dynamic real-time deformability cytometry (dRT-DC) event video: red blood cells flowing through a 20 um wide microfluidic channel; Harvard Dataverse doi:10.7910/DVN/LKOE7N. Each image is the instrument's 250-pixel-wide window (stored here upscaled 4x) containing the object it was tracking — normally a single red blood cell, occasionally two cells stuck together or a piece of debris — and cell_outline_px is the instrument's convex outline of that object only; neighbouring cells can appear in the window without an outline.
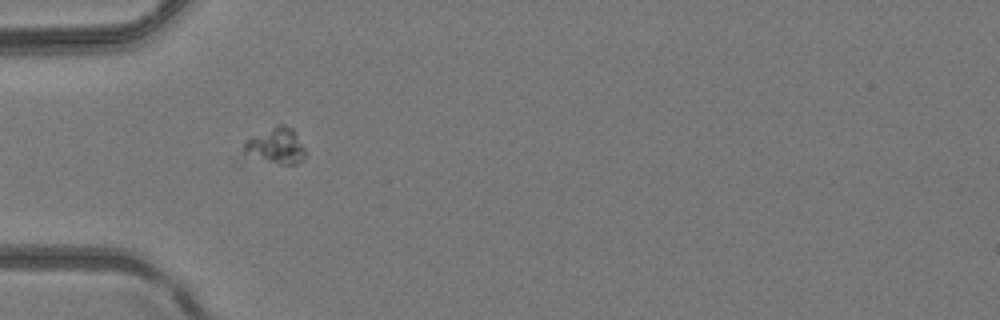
{"species": "common noctule bat (a hibernating species)", "species_latin": "Nyctalus noctula", "temperature_condition": "room temperature", "stored_images_in_passage": 2, "camera_frame_rate_fps": 3000, "um_per_image_px": 0.085, "animal": {"sex": "female", "body_mass_g": 24.6, "forearm_length_mm": 56.2}, "frame": {"image": 1, "passage_image": 2, "time_ms": 0.333, "image_size_px": [1000, 320], "cell_outline_px": [[308, 152], [296, 164], [280, 164], [244, 152], [244, 144], [252, 136], [280, 124], [284, 124], [292, 128]], "centroid_in_image_um": [23.54, 12.37], "position_along_channel_um": 61.5, "area_um2": 12.31}}